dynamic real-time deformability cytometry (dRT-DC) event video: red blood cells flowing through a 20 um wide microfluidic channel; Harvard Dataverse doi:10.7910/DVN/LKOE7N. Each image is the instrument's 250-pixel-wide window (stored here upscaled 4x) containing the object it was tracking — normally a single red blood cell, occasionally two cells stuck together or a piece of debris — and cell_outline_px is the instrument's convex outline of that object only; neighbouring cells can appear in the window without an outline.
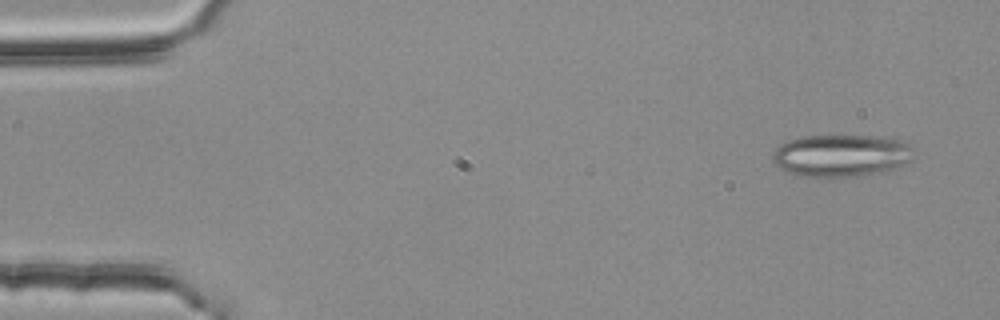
{"species": "common noctule bat (a hibernating species)", "species_latin": "Nyctalus noctula", "temperature_condition": "room temperature", "stored_images_in_passage": 4, "camera_frame_rate_fps": 3000, "um_per_image_px": 0.085, "animal": {"sex": "female", "body_mass_g": 25.1}, "frame": {"image": 1, "passage_image": 1, "time_ms": 0.0, "image_size_px": [1000, 320], "cell_outline_px": [[912, 160], [896, 168], [880, 172], [856, 176], [800, 176], [788, 172], [780, 168], [772, 160], [772, 152], [780, 144], [788, 140], [800, 136], [832, 132], [880, 136], [904, 140], [908, 144]], "centroid_in_image_um": [71.46, 13.15], "position_along_channel_um": 13.5, "area_um2": 35.78}}